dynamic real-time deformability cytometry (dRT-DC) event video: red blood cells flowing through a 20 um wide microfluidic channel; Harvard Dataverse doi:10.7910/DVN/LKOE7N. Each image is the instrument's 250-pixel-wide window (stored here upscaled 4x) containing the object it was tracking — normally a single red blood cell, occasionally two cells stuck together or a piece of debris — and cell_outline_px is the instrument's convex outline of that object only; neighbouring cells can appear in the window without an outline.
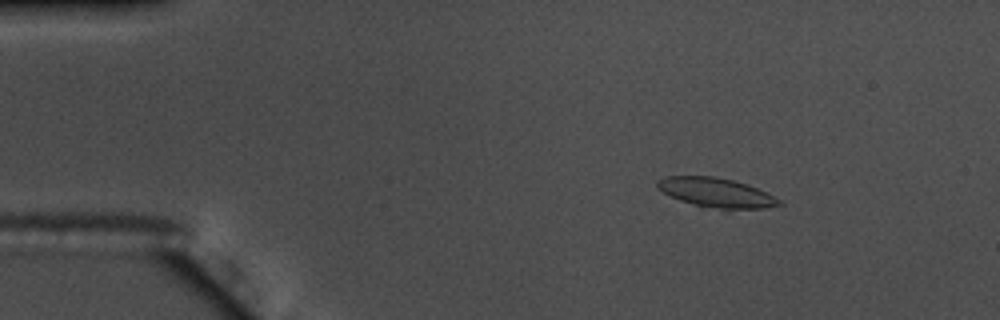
{"species": "common noctule bat (a hibernating species)", "species_latin": "Nyctalus noctula", "temperature_condition": "warm", "stored_images_in_passage": 43, "camera_frame_rate_fps": 3000, "um_per_image_px": 0.085, "animal": {"sex": "male", "body_mass_g": 17.5, "forearm_length_mm": 52.3}, "frame": {"image": 1, "passage_image": 9, "time_ms": 2.667, "image_size_px": [1000, 320], "cell_outline_px": [[784, 204], [764, 208], [720, 208], [696, 204], [680, 200], [656, 188], [656, 180], [664, 176], [712, 176], [732, 180], [748, 184], [780, 200]], "centroid_in_image_um": [60.84, 16.34], "position_along_channel_um": 24.2, "area_um2": 20.29}}
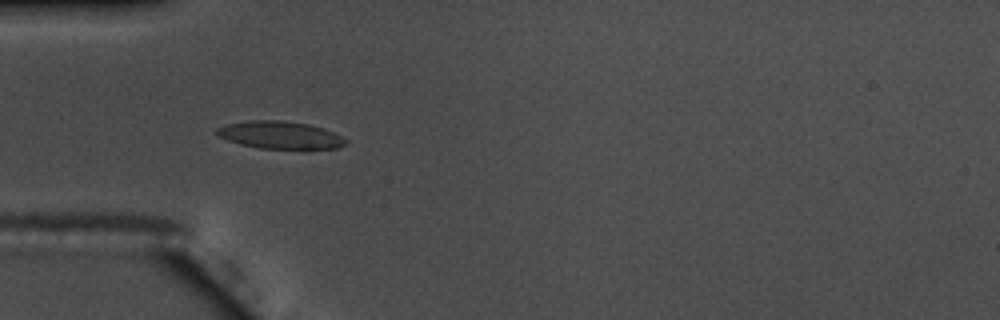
{"frame": {"image": 2, "passage_image": 18, "time_ms": 5.667, "image_size_px": [1000, 320], "cell_outline_px": [[348, 144], [340, 148], [304, 152], [260, 148], [240, 144], [228, 140], [220, 136], [216, 132], [216, 128], [228, 124], [252, 120], [276, 120], [308, 124], [324, 128], [348, 140]], "centroid_in_image_um": [23.93, 11.54], "position_along_channel_um": 61.1, "area_um2": 21.5}}